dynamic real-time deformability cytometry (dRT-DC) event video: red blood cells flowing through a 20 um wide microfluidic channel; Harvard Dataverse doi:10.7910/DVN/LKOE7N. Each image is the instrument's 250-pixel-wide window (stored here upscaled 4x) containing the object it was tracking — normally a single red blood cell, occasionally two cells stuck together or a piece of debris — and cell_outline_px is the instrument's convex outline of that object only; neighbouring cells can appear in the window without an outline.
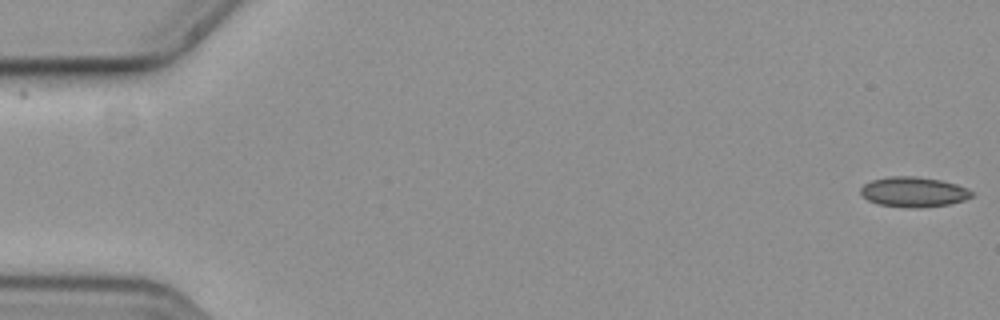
{"species": "common noctule bat (a hibernating species)", "species_latin": "Nyctalus noctula", "temperature_condition": "cold", "stored_images_in_passage": 57, "camera_frame_rate_fps": 3000, "um_per_image_px": 0.085, "animal": {"sex": "female", "body_mass_g": 19.3, "forearm_length_mm": 54.1}, "frame": {"image": 1, "passage_image": 1, "time_ms": 0.0, "image_size_px": [1000, 320], "cell_outline_px": [[972, 196], [964, 200], [948, 204], [920, 208], [912, 208], [880, 204], [868, 200], [860, 192], [860, 188], [864, 184], [872, 180], [888, 176], [916, 176], [940, 180], [956, 184], [968, 188], [972, 192]], "centroid_in_image_um": [77.66, 16.31], "position_along_channel_um": 7.3, "area_um2": 19.36}}
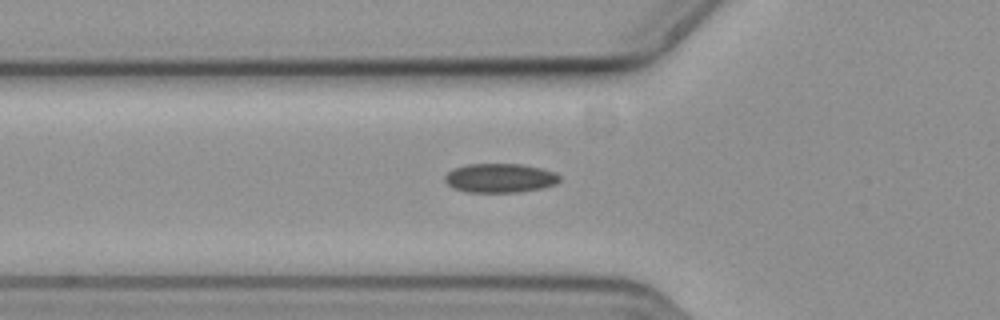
{"frame": {"image": 2, "passage_image": 20, "time_ms": 6.333, "image_size_px": [1000, 320], "cell_outline_px": [[560, 180], [556, 184], [544, 188], [520, 192], [468, 192], [452, 188], [444, 180], [444, 176], [452, 168], [468, 164], [520, 164], [540, 168], [552, 172], [560, 176]], "centroid_in_image_um": [42.47, 15.14], "position_along_channel_um": 83.3, "area_um2": 19.54}}
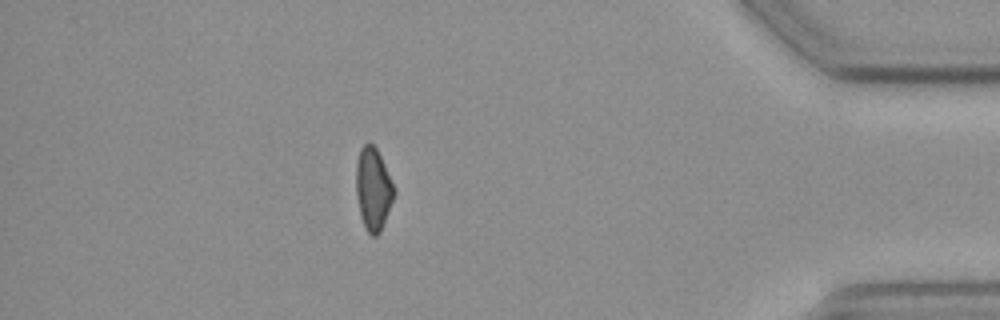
{"frame": {"image": 3, "passage_image": 50, "time_ms": 16.333, "image_size_px": [1000, 320], "cell_outline_px": [[396, 192], [380, 232], [376, 236], [372, 236], [364, 228], [360, 216], [356, 196], [356, 164], [360, 148], [364, 144], [372, 144], [376, 148], [384, 164]], "centroid_in_image_um": [31.7, 16.09], "position_along_channel_um": 403.5, "area_um2": 18.15}, "authors_computed_cell_mechanics": {"area_um2": 18.9006, "velocity_mm_per_s": 3.6651, "shape_relaxation_time_tau1_ms": 5.4386, "shape_relaxation_time_tau2_ms": null, "deformation_change_tau1": 0.0689, "deformation_change_tau2": null}}